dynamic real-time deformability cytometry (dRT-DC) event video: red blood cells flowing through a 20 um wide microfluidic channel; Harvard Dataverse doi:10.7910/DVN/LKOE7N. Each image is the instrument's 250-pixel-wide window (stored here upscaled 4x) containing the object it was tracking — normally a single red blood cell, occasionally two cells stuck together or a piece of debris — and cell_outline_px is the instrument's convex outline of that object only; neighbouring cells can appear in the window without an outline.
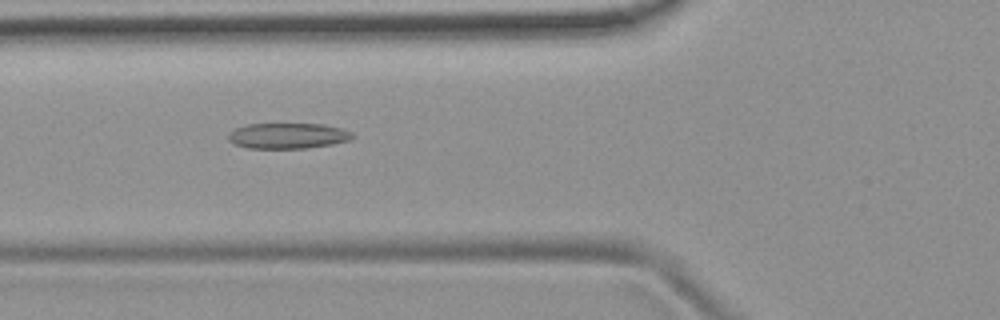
{"species": "common noctule bat (a hibernating species)", "species_latin": "Nyctalus noctula", "temperature_condition": "room temperature", "stored_images_in_passage": 53, "camera_frame_rate_fps": 3000, "um_per_image_px": 0.085, "animal": {"sex": "female", "body_mass_g": 19.9}, "frame": {"image": 1, "passage_image": 20, "time_ms": 6.333, "image_size_px": [1000, 320], "cell_outline_px": [[356, 136], [348, 140], [332, 144], [308, 148], [248, 148], [236, 144], [228, 140], [228, 132], [244, 124], [324, 124], [340, 128], [352, 132]], "centroid_in_image_um": [24.46, 11.54], "position_along_channel_um": 101.3, "area_um2": 18.55}}
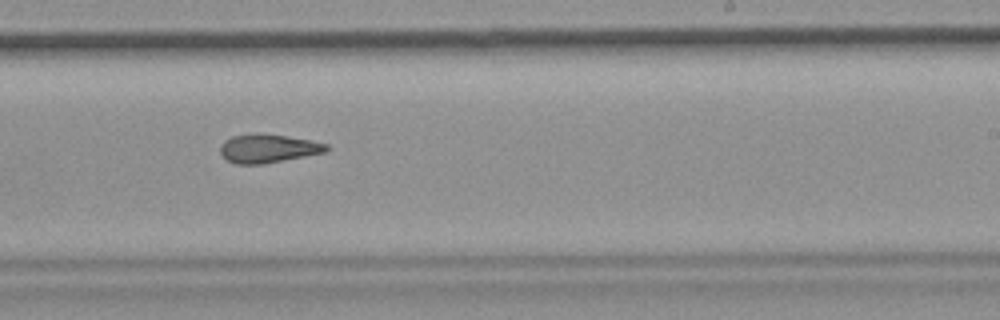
{"frame": {"image": 2, "passage_image": 33, "time_ms": 10.667, "image_size_px": [1000, 320], "cell_outline_px": [[328, 148], [324, 152], [264, 164], [236, 164], [228, 160], [220, 152], [220, 148], [224, 140], [232, 136], [284, 136], [308, 140], [328, 144]], "centroid_in_image_um": [22.77, 12.66], "position_along_channel_um": 266.2, "area_um2": 16.7}}
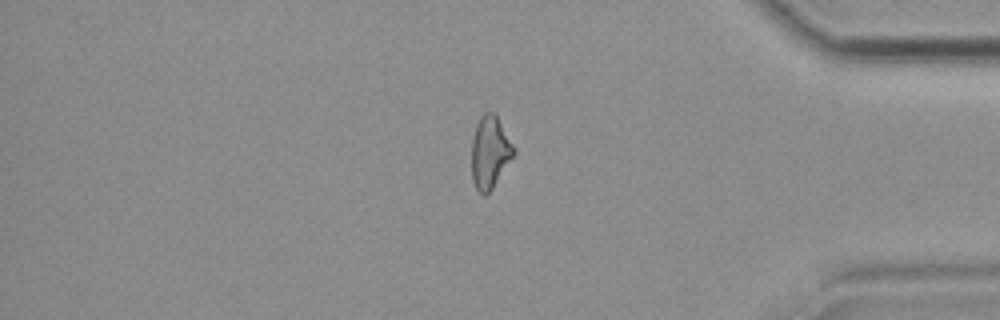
{"frame": {"image": 3, "passage_image": 45, "time_ms": 14.667, "image_size_px": [1000, 320], "cell_outline_px": [[516, 152], [492, 188], [484, 196], [476, 188], [472, 180], [472, 140], [476, 124], [480, 116], [484, 112], [492, 112], [496, 116], [516, 148]], "centroid_in_image_um": [41.64, 12.93], "position_along_channel_um": 393.6, "area_um2": 17.57}, "authors_computed_cell_mechanics": {"area_um2": 18.496, "velocity_mm_per_s": 3.8156, "shape_relaxation_time_tau1_ms": null, "shape_relaxation_time_tau2_ms": 5.6278, "deformation_change_tau1": null, "deformation_change_tau2": 0.1574}}